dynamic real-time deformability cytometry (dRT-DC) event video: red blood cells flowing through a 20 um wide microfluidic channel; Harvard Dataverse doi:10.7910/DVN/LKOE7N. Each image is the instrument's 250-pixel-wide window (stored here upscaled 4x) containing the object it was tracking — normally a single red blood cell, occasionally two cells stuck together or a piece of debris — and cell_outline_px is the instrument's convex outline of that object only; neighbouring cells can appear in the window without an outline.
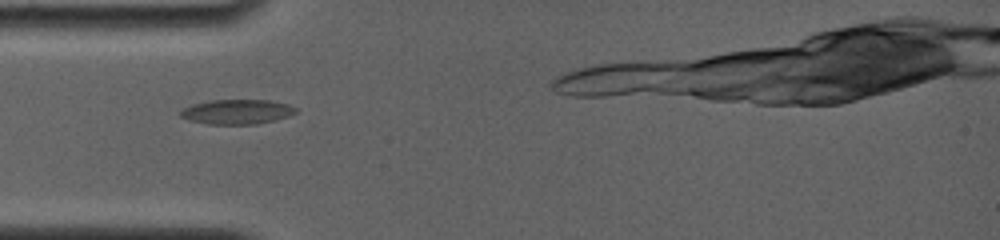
{"species": "common noctule bat (a hibernating species)", "species_latin": "Nyctalus noctula", "temperature_condition": "room temperature", "stored_images_in_passage": 9, "camera_frame_rate_fps": 4000, "um_per_image_px": 0.085, "animal": {"sex": "female", "body_mass_g": 19.0, "forearm_length_mm": 56.7}, "frame": {"image": 1, "passage_image": 4, "time_ms": 1.0, "image_size_px": [1000, 240], "cell_outline_px": [[296, 112], [288, 116], [256, 124], [208, 124], [188, 120], [180, 116], [180, 112], [184, 108], [192, 104], [212, 100], [268, 100], [288, 104], [296, 108]], "centroid_in_image_um": [20.11, 9.5], "position_along_channel_um": 64.9, "area_um2": 16.42}}
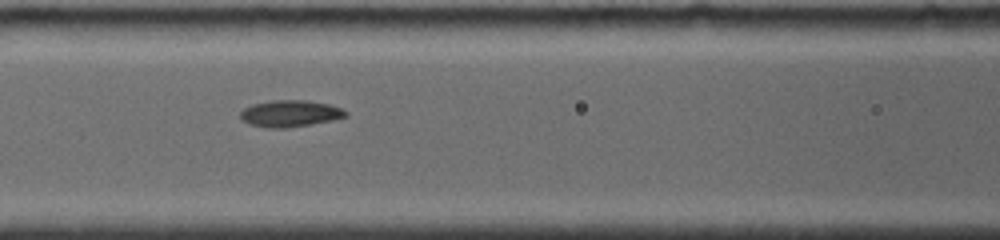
{"frame": {"image": 2, "passage_image": 7, "time_ms": 3.0, "image_size_px": [1000, 240], "cell_outline_px": [[348, 116], [332, 120], [284, 128], [268, 128], [248, 124], [240, 116], [240, 112], [244, 108], [252, 104], [272, 100], [304, 100], [328, 104], [344, 108], [348, 112]], "centroid_in_image_um": [24.67, 9.64], "position_along_channel_um": 141.9, "area_um2": 16.3}}